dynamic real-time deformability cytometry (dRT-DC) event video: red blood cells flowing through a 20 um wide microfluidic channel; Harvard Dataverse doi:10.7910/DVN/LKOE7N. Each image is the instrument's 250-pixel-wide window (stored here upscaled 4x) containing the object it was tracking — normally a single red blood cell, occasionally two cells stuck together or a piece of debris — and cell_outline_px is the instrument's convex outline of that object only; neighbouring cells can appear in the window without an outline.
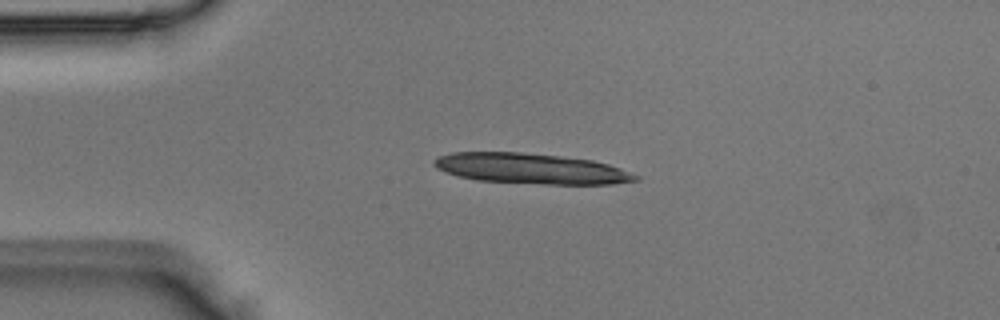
{"species": "Egyptian fruit bat (a non-hibernating species)", "species_latin": "Rousettus aegyptiacus", "temperature_condition": "room temperature", "stored_images_in_passage": 39, "segment_of_instrument_passage": [1, 2], "camera_frame_rate_fps": 3000, "um_per_image_px": 0.085, "animal": {"sex": "male"}, "frame": {"image": 1, "passage_image": 1, "time_ms": 0.0, "image_size_px": [1000, 320], "cell_outline_px": [[640, 180], [612, 184], [544, 184], [476, 180], [456, 176], [444, 172], [436, 168], [432, 164], [432, 160], [440, 156], [452, 152], [520, 152], [560, 156], [592, 160], [608, 164], [620, 168], [640, 176]], "centroid_in_image_um": [45.11, 14.33], "position_along_channel_um": 39.9, "area_um2": 35.89}}